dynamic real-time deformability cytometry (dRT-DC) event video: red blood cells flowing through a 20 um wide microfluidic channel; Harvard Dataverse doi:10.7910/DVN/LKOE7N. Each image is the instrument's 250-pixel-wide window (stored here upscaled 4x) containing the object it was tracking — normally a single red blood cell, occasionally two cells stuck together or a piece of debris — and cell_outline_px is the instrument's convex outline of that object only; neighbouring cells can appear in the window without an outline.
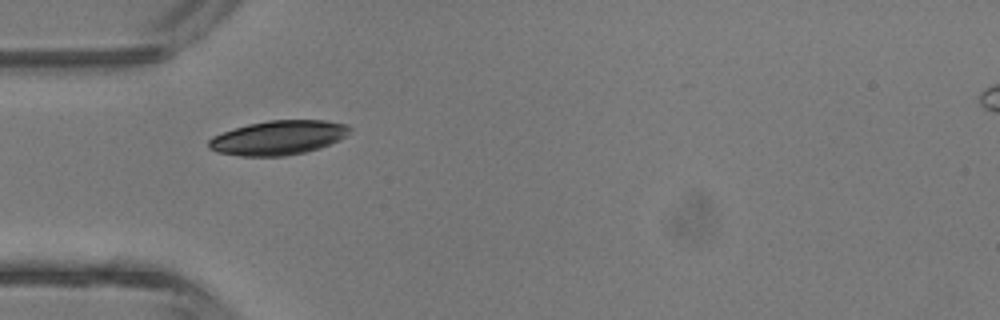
{"species": "common noctule bat (a hibernating species)", "species_latin": "Nyctalus noctula", "temperature_condition": "room temperature", "stored_images_in_passage": 1, "camera_frame_rate_fps": 3000, "um_per_image_px": 0.085, "animal": {"sex": "male", "body_mass_g": 13.3}, "frame": {"image": 1, "passage_image": 1, "time_ms": 0.0, "image_size_px": [1000, 320], "cell_outline_px": [[352, 128], [340, 140], [320, 148], [304, 152], [284, 156], [240, 156], [216, 152], [208, 148], [208, 140], [212, 136], [248, 124], [268, 120], [328, 120], [348, 124]], "centroid_in_image_um": [23.66, 11.7], "position_along_channel_um": 61.3, "area_um2": 28.26}}